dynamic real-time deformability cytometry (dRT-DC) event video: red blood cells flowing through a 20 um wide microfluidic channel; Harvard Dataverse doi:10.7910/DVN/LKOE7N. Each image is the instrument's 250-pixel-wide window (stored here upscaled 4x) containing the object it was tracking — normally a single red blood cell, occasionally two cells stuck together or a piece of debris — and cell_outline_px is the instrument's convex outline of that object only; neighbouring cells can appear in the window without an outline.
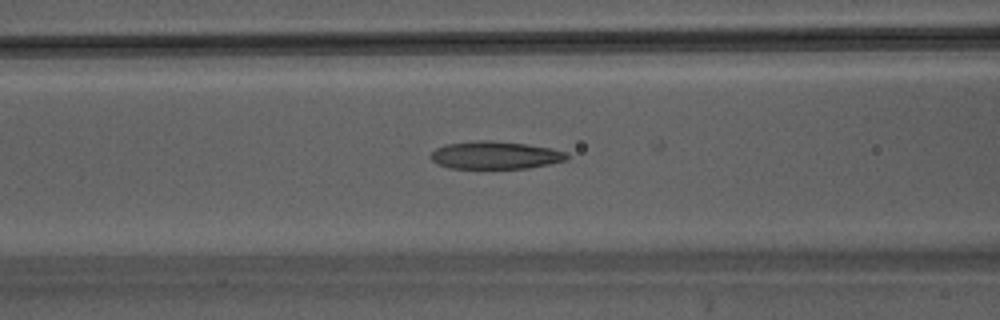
{"species": "Egyptian fruit bat (a non-hibernating species)", "species_latin": "Rousettus aegyptiacus", "temperature_condition": "warm", "stored_images_in_passage": 20, "camera_frame_rate_fps": 3000, "um_per_image_px": 0.085, "animal": {"sex": "male"}, "frame": {"image": 1, "passage_image": 4, "time_ms": 1.0, "image_size_px": [1000, 320], "cell_outline_px": [[568, 160], [528, 168], [448, 168], [436, 164], [428, 156], [436, 148], [444, 144], [472, 140], [488, 140], [528, 144], [552, 148], [568, 152]], "centroid_in_image_um": [42.07, 13.18], "position_along_channel_um": 124.5, "area_um2": 22.31}}
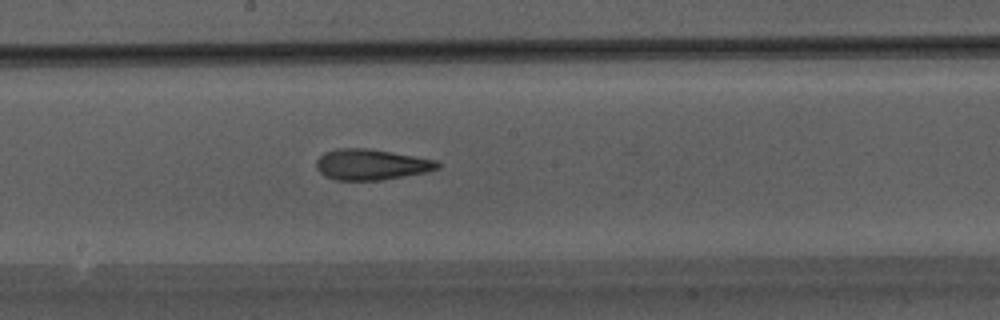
{"frame": {"image": 2, "passage_image": 10, "time_ms": 3.0, "image_size_px": [1000, 320], "cell_outline_px": [[440, 168], [424, 172], [380, 180], [336, 180], [324, 176], [316, 168], [316, 160], [324, 152], [336, 148], [368, 148], [436, 160], [440, 164]], "centroid_in_image_um": [31.5, 13.98], "position_along_channel_um": 216.7, "area_um2": 21.62}}
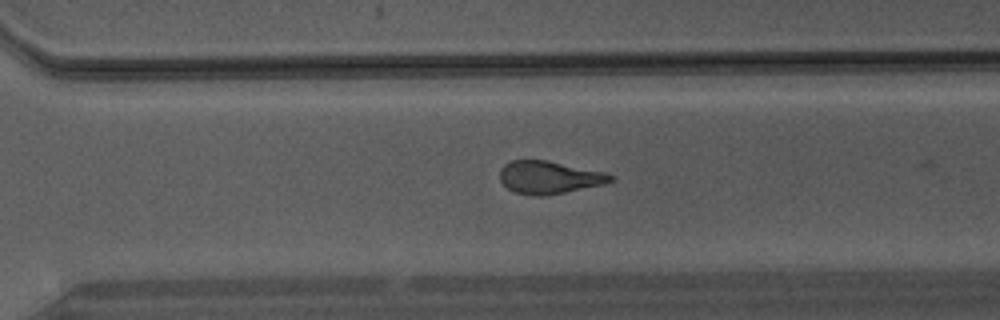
{"frame": {"image": 3, "passage_image": 17, "time_ms": 5.333, "image_size_px": [1000, 320], "cell_outline_px": [[616, 176], [612, 180], [604, 184], [564, 192], [540, 196], [532, 196], [516, 192], [508, 188], [500, 180], [500, 168], [504, 164], [512, 160], [548, 160], [604, 172]], "centroid_in_image_um": [46.67, 15.06], "position_along_channel_um": 323.9, "area_um2": 20.98}}